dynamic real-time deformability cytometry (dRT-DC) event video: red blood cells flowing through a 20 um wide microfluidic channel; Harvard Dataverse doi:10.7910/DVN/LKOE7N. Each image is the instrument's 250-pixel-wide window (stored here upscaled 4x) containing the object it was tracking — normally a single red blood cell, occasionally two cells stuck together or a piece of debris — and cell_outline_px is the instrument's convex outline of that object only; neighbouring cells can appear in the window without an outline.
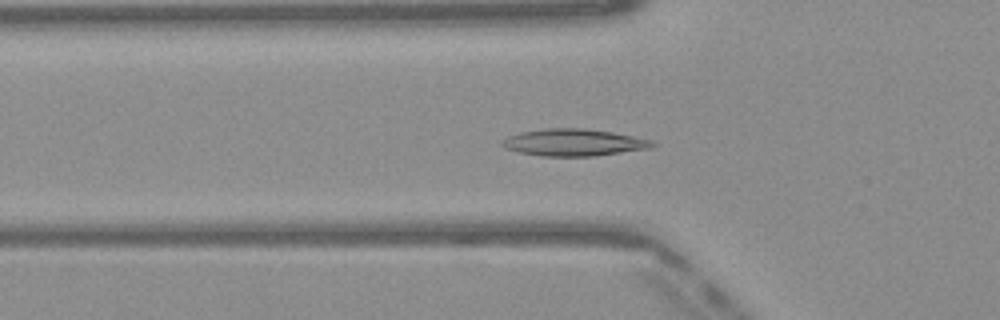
{"species": "Egyptian fruit bat (a non-hibernating species)", "species_latin": "Rousettus aegyptiacus", "temperature_condition": "warm", "stored_images_in_passage": 49, "camera_frame_rate_fps": 3000, "um_per_image_px": 0.085, "frame": {"image": 1, "passage_image": 16, "time_ms": 5.0, "image_size_px": [1000, 320], "cell_outline_px": [[656, 144], [652, 148], [596, 156], [540, 156], [520, 152], [504, 148], [500, 144], [500, 140], [508, 136], [520, 132], [548, 128], [584, 128], [612, 132], [656, 140]], "centroid_in_image_um": [48.8, 12.11], "position_along_channel_um": 77.0, "area_um2": 23.93}}
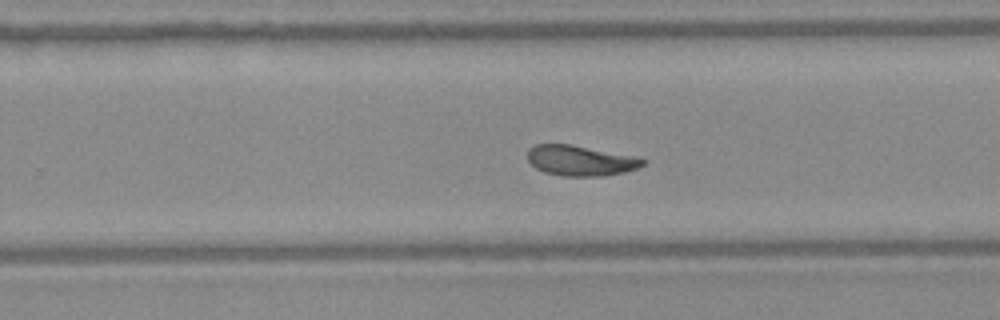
{"frame": {"image": 2, "passage_image": 31, "time_ms": 10.0, "image_size_px": [1000, 320], "cell_outline_px": [[644, 164], [636, 168], [624, 172], [600, 176], [564, 176], [544, 172], [536, 168], [528, 160], [528, 148], [536, 144], [568, 144], [636, 156], [644, 160]], "centroid_in_image_um": [49.31, 13.65], "position_along_channel_um": 280.5, "area_um2": 20.17}}
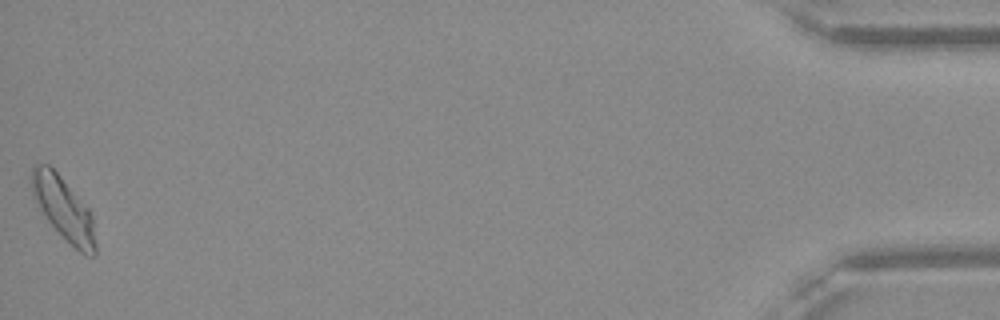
{"frame": {"image": 3, "passage_image": 49, "time_ms": 16.0, "image_size_px": [1000, 320], "cell_outline_px": [[96, 256], [84, 256], [48, 220], [32, 196], [32, 164], [48, 164], [60, 176], [88, 208], [92, 216], [96, 244]], "centroid_in_image_um": [5.42, 17.74], "position_along_channel_um": 429.8, "area_um2": 22.83}, "authors_computed_cell_mechanics": {"area_um2": 21.5016, "velocity_mm_per_s": 4.0513, "shape_relaxation_time_tau1_ms": 5.5059, "shape_relaxation_time_tau2_ms": 2.29, "deformation_change_tau1": 0.1564, "deformation_change_tau2": 0.0708}}